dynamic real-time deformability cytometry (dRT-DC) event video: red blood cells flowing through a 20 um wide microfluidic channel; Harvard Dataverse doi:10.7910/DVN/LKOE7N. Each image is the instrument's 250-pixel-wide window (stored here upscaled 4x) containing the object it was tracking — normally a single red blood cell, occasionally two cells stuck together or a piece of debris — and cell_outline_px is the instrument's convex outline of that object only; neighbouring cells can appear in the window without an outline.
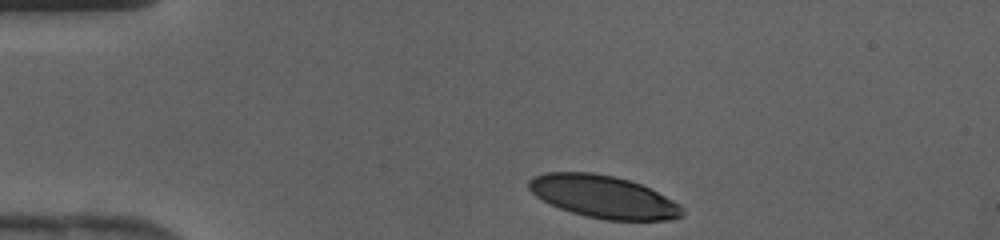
{"species": "human", "species_latin": "Homo sapiens", "temperature_condition": "cold", "stored_images_in_passage": 29, "camera_frame_rate_fps": 3000, "um_per_image_px": 0.085, "donor": {"sex": "female"}, "frame": {"image": 1, "passage_image": 1, "time_ms": 0.0, "image_size_px": [1000, 240], "cell_outline_px": [[684, 216], [668, 220], [604, 220], [584, 216], [560, 208], [536, 196], [528, 188], [528, 180], [544, 172], [592, 172], [616, 176], [640, 184], [680, 204], [684, 208]], "centroid_in_image_um": [51.3, 16.72], "position_along_channel_um": 33.7, "area_um2": 37.92}}
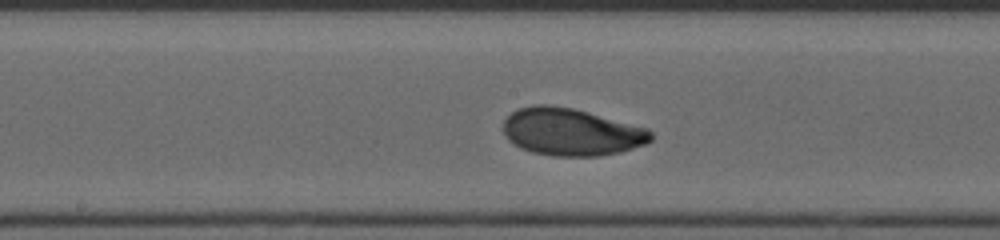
{"frame": {"image": 2, "passage_image": 15, "time_ms": 4.667, "image_size_px": [1000, 240], "cell_outline_px": [[652, 140], [644, 144], [620, 152], [600, 156], [552, 156], [532, 152], [520, 148], [508, 140], [504, 132], [504, 120], [516, 108], [536, 104], [548, 104], [572, 108], [588, 112], [648, 128], [652, 132]], "centroid_in_image_um": [48.54, 11.21], "position_along_channel_um": 199.7, "area_um2": 40.81}}
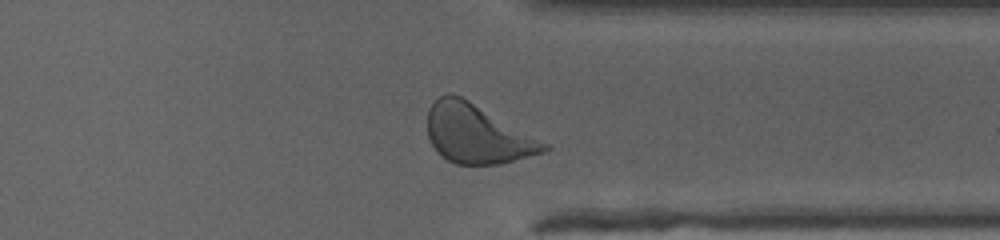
{"frame": {"image": 3, "passage_image": 26, "time_ms": 8.333, "image_size_px": [1000, 240], "cell_outline_px": [[552, 148], [544, 152], [500, 164], [456, 164], [440, 156], [436, 152], [428, 136], [428, 108], [440, 96], [448, 92], [452, 92], [468, 100], [548, 144]], "centroid_in_image_um": [40.52, 11.39], "position_along_channel_um": 370.9, "area_um2": 39.54}}